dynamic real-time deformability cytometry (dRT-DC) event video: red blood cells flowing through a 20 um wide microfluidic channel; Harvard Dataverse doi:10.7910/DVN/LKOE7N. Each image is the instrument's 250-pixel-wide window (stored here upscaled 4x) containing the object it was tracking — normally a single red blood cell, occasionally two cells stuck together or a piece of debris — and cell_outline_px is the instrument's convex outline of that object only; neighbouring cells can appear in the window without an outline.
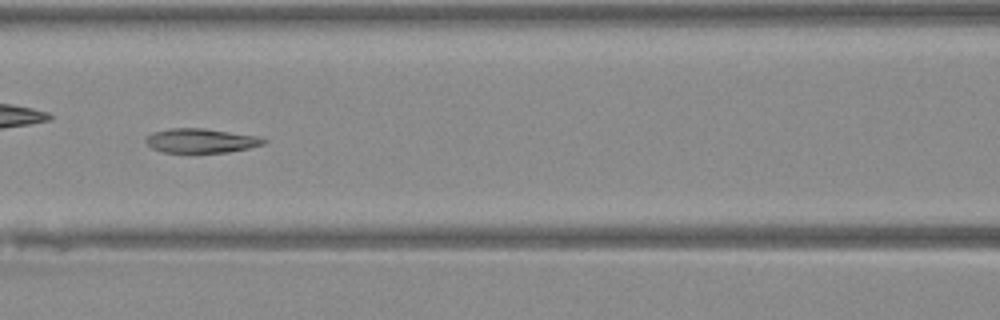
{"species": "Egyptian fruit bat (a non-hibernating species)", "species_latin": "Rousettus aegyptiacus", "temperature_condition": "warm", "stored_images_in_passage": 47, "camera_frame_rate_fps": 3000, "um_per_image_px": 0.085, "animal": {"sex": "female"}, "frame": {"image": 1, "passage_image": 21, "time_ms": 6.667, "image_size_px": [1000, 320], "cell_outline_px": [[268, 140], [264, 144], [248, 148], [228, 152], [164, 152], [152, 148], [144, 140], [152, 132], [168, 128], [204, 128], [256, 136]], "centroid_in_image_um": [17.06, 11.95], "position_along_channel_um": 149.5, "area_um2": 16.53}}
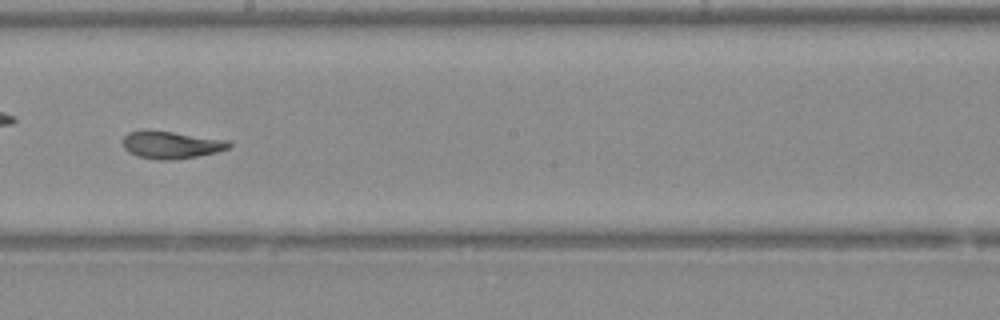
{"frame": {"image": 2, "passage_image": 27, "time_ms": 8.667, "image_size_px": [1000, 320], "cell_outline_px": [[232, 144], [228, 148], [216, 152], [196, 156], [172, 160], [156, 160], [136, 156], [128, 152], [124, 148], [124, 136], [128, 132], [172, 132], [228, 140]], "centroid_in_image_um": [14.56, 12.34], "position_along_channel_um": 233.6, "area_um2": 16.47}}